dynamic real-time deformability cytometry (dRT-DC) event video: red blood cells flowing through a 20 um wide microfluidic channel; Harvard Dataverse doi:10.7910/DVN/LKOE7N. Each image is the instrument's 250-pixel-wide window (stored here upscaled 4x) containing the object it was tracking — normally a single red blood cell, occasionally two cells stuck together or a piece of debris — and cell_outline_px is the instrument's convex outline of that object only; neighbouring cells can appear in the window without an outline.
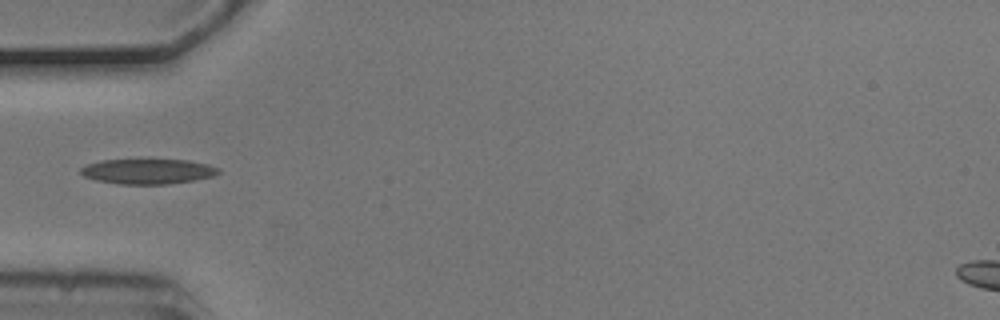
{"species": "common noctule bat (a hibernating species)", "species_latin": "Nyctalus noctula", "temperature_condition": "cold", "stored_images_in_passage": 5, "camera_frame_rate_fps": 3000, "um_per_image_px": 0.085, "animal": {"sex": "male", "body_mass_g": 20.5, "forearm_length_mm": 52.5}, "frame": {"image": 1, "passage_image": 5, "time_ms": 1.333, "image_size_px": [1000, 320], "cell_outline_px": [[220, 172], [212, 176], [192, 180], [168, 184], [120, 184], [96, 180], [84, 176], [80, 172], [80, 168], [88, 164], [100, 160], [148, 156], [188, 160], [208, 164], [220, 168]], "centroid_in_image_um": [12.55, 14.5], "position_along_channel_um": 72.5, "area_um2": 21.27}}